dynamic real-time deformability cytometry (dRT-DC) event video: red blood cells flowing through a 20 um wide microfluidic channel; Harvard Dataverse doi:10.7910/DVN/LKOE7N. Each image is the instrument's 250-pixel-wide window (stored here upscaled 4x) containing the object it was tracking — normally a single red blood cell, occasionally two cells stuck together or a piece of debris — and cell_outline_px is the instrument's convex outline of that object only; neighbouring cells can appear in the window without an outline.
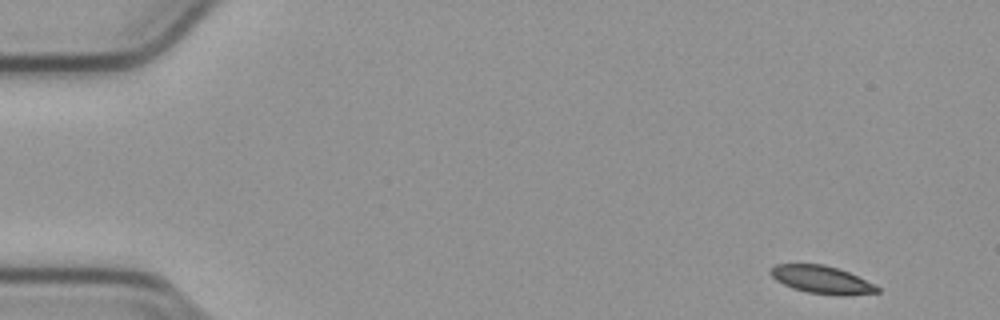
{"species": "common noctule bat (a hibernating species)", "species_latin": "Nyctalus noctula", "temperature_condition": "cold", "stored_images_in_passage": 52, "camera_frame_rate_fps": 3000, "um_per_image_px": 0.085, "animal": {"sex": "male", "body_mass_g": 23.1, "forearm_length_mm": 52.7}, "frame": {"image": 1, "passage_image": 1, "time_ms": 0.0, "image_size_px": [1000, 320], "cell_outline_px": [[880, 292], [840, 296], [808, 292], [792, 288], [776, 280], [768, 272], [776, 264], [824, 264], [848, 272], [880, 288]], "centroid_in_image_um": [69.82, 23.77], "position_along_channel_um": 15.2, "area_um2": 16.99}}
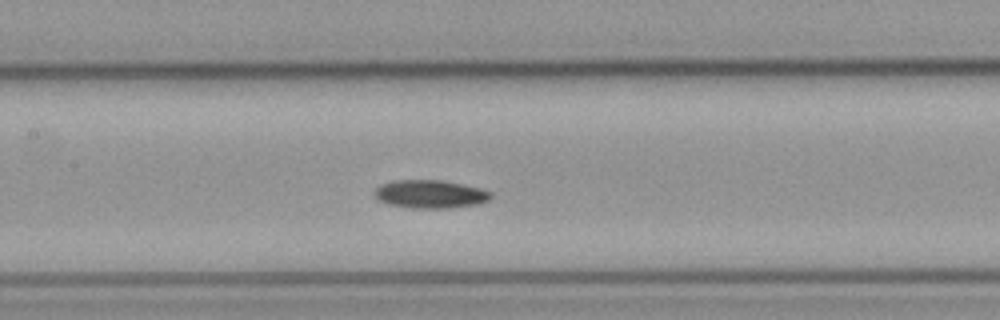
{"frame": {"image": 2, "passage_image": 23, "time_ms": 7.333, "image_size_px": [1000, 320], "cell_outline_px": [[492, 196], [488, 200], [480, 204], [448, 208], [412, 208], [388, 204], [380, 200], [376, 196], [376, 188], [380, 184], [392, 180], [444, 180], [480, 188], [492, 192]], "centroid_in_image_um": [36.6, 16.49], "position_along_channel_um": 170.8, "area_um2": 19.13}}
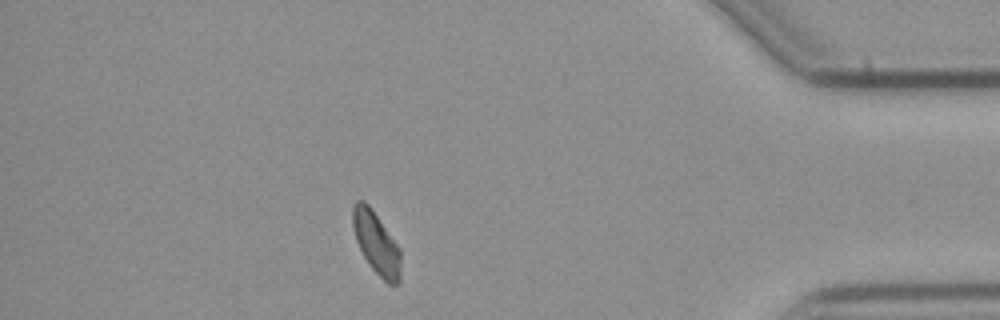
{"frame": {"image": 3, "passage_image": 45, "time_ms": 14.667, "image_size_px": [1000, 320], "cell_outline_px": [[400, 280], [396, 284], [388, 284], [368, 264], [356, 240], [352, 228], [352, 208], [356, 200], [364, 200], [372, 208], [400, 248]], "centroid_in_image_um": [31.97, 20.62], "position_along_channel_um": 403.2, "area_um2": 17.4}, "authors_computed_cell_mechanics": {"area_um2": 18.0625, "velocity_mm_per_s": 3.7721, "shape_relaxation_time_tau1_ms": null, "shape_relaxation_time_tau2_ms": 2.6196, "deformation_change_tau1": null, "deformation_change_tau2": 0.0532}}